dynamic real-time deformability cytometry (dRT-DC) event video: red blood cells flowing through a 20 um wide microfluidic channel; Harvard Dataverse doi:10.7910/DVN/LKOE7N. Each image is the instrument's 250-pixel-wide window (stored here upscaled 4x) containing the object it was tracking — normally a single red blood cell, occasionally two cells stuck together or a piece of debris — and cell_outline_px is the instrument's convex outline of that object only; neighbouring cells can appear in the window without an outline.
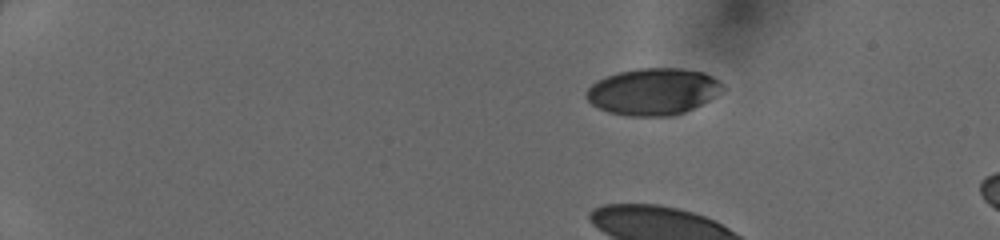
{"species": "human", "species_latin": "Homo sapiens", "temperature_condition": "cold", "stored_images_in_passage": 37, "camera_frame_rate_fps": 3000, "um_per_image_px": 0.085, "donor": {"sex": "female"}, "frame": {"image": 1, "passage_image": 1, "time_ms": 0.0, "image_size_px": [1000, 240], "cell_outline_px": [[728, 88], [724, 92], [684, 112], [672, 116], [628, 116], [608, 112], [592, 104], [584, 96], [584, 92], [596, 80], [620, 72], [636, 68], [680, 68], [704, 72], [720, 80]], "centroid_in_image_um": [55.55, 7.78], "position_along_channel_um": 29.4, "area_um2": 37.45}}